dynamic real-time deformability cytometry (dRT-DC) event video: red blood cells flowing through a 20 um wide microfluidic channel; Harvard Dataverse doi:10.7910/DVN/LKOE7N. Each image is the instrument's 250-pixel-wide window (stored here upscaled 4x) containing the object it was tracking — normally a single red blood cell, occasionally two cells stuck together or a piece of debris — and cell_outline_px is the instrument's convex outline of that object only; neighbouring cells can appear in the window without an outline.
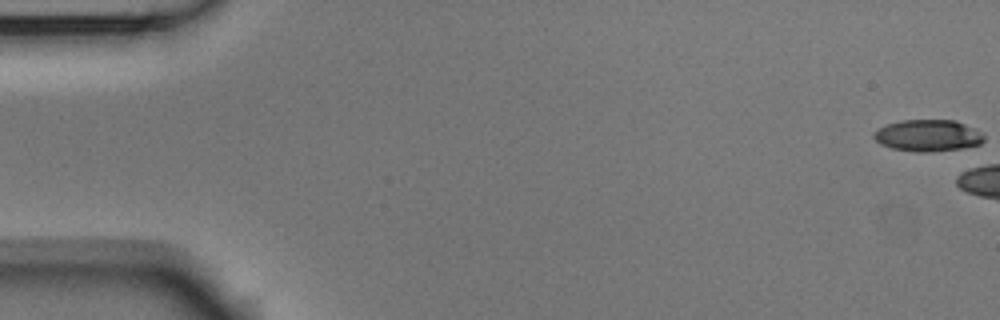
{"species": "Egyptian fruit bat (a non-hibernating species)", "species_latin": "Rousettus aegyptiacus", "temperature_condition": "room temperature", "stored_images_in_passage": 3, "camera_frame_rate_fps": 3000, "um_per_image_px": 0.085, "animal": {"sex": "male"}, "frame": {"image": 1, "passage_image": 1, "time_ms": 0.0, "image_size_px": [1000, 320], "cell_outline_px": [[984, 140], [980, 144], [964, 148], [932, 152], [916, 152], [892, 148], [880, 144], [872, 136], [876, 128], [900, 120], [956, 120], [980, 132], [984, 136]], "centroid_in_image_um": [78.84, 11.52], "position_along_channel_um": 6.2, "area_um2": 20.4}}